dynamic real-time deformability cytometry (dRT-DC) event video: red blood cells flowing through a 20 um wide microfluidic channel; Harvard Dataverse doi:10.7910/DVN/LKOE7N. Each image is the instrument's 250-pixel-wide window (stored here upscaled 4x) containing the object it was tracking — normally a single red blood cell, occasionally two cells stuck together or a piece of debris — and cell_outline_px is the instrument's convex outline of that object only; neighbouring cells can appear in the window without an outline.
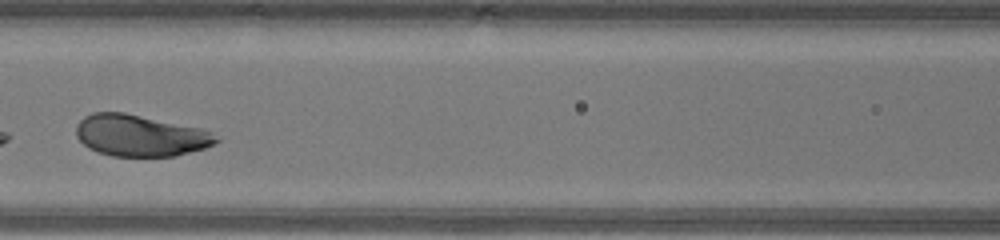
{"species": "human", "species_latin": "Homo sapiens", "temperature_condition": "warm", "stored_images_in_passage": 30, "camera_frame_rate_fps": 3000, "um_per_image_px": 0.085, "donor": {"sex": "male"}, "frame": {"image": 1, "passage_image": 13, "time_ms": 4.0, "image_size_px": [1000, 240], "cell_outline_px": [[220, 140], [204, 148], [176, 156], [112, 156], [96, 152], [88, 148], [76, 136], [76, 124], [84, 116], [92, 112], [124, 112], [200, 128], [212, 132], [220, 136]], "centroid_in_image_um": [11.9, 11.52], "position_along_channel_um": 154.7, "area_um2": 33.99}}
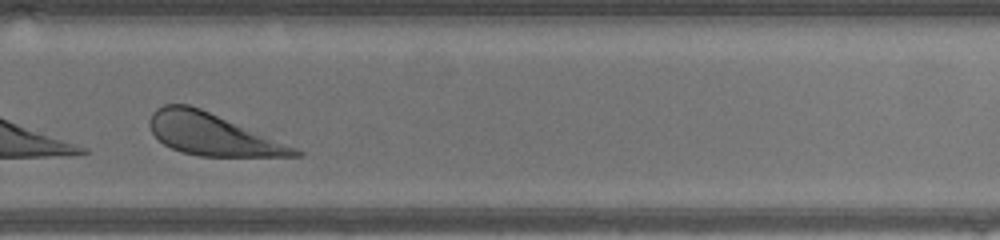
{"frame": {"image": 2, "passage_image": 24, "time_ms": 7.667, "image_size_px": [1000, 240], "cell_outline_px": [[304, 156], [200, 156], [180, 152], [164, 144], [152, 132], [148, 124], [148, 120], [152, 112], [156, 108], [164, 104], [188, 104], [200, 108], [296, 148], [304, 152]], "centroid_in_image_um": [17.99, 11.41], "position_along_channel_um": 311.8, "area_um2": 34.91}}
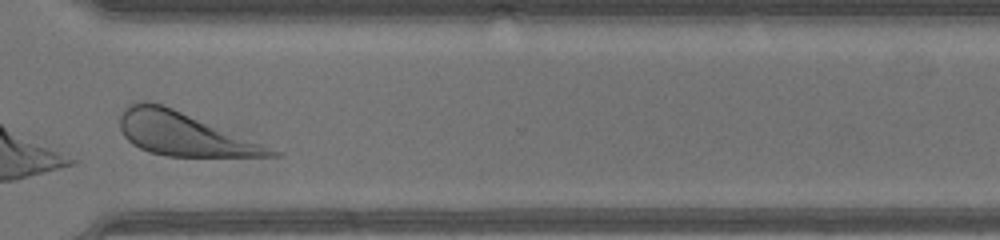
{"frame": {"image": 3, "passage_image": 27, "time_ms": 8.667, "image_size_px": [1000, 240], "cell_outline_px": [[284, 156], [168, 156], [152, 152], [140, 148], [132, 144], [124, 136], [120, 128], [120, 116], [124, 108], [128, 104], [140, 100], [148, 100], [172, 108], [284, 152]], "centroid_in_image_um": [15.64, 11.38], "position_along_channel_um": 355.0, "area_um2": 37.74}, "authors_computed_cell_mechanics": {"area_um2": 35.0557, "velocity_mm_per_s": 4.3048, "shape_relaxation_time_tau1_ms": 1.5574, "shape_relaxation_time_tau2_ms": null, "deformation_change_tau1": 0.1474, "deformation_change_tau2": null}}